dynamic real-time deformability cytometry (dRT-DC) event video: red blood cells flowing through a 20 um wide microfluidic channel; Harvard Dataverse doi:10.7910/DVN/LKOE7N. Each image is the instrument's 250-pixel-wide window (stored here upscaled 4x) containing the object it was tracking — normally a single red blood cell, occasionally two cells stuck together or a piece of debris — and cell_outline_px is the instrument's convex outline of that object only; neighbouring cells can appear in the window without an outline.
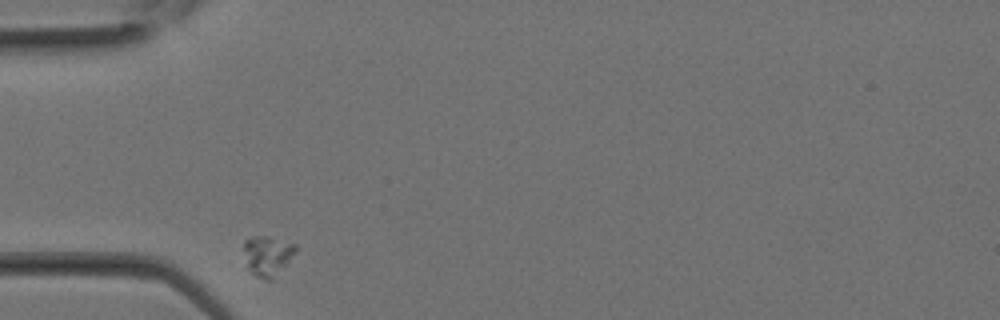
{"species": "Egyptian fruit bat (a non-hibernating species)", "species_latin": "Rousettus aegyptiacus", "temperature_condition": "room temperature", "stored_images_in_passage": 17, "camera_frame_rate_fps": 3000, "um_per_image_px": 0.085, "animal": {"sex": "female"}, "frame": {"image": 1, "passage_image": 1, "time_ms": 0.0, "image_size_px": [1000, 320], "cell_outline_px": [[296, 252], [272, 280], [268, 280], [256, 276], [248, 268], [244, 248], [244, 240], [252, 236], [268, 236], [296, 244]], "centroid_in_image_um": [22.75, 21.71], "position_along_channel_um": 62.3, "area_um2": 11.91}}
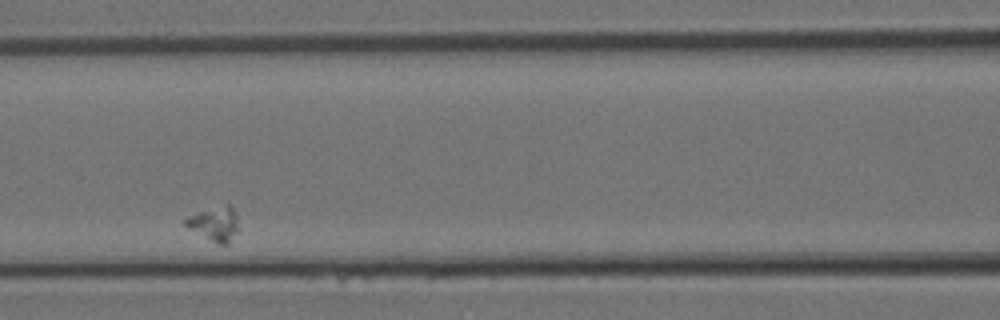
{"frame": {"image": 2, "passage_image": 6, "time_ms": 1.667, "image_size_px": [1000, 320], "cell_outline_px": [[236, 232], [228, 244], [216, 244], [184, 224], [184, 220], [188, 216], [228, 200], [236, 212]], "centroid_in_image_um": [18.26, 18.95], "position_along_channel_um": 148.3, "area_um2": 10.69}}
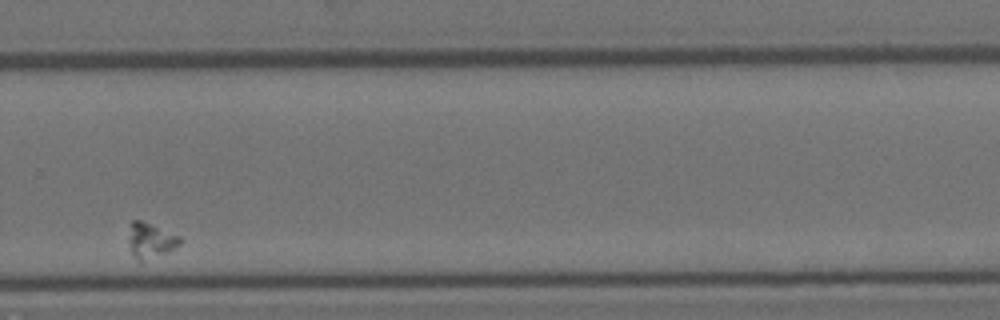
{"frame": {"image": 3, "passage_image": 15, "time_ms": 4.667, "image_size_px": [1000, 320], "cell_outline_px": [[184, 240], [180, 244], [168, 252], [140, 264], [132, 252], [128, 244], [128, 240], [132, 220], [140, 220], [180, 236]], "centroid_in_image_um": [12.81, 20.48], "position_along_channel_um": 317.0, "area_um2": 10.64}}